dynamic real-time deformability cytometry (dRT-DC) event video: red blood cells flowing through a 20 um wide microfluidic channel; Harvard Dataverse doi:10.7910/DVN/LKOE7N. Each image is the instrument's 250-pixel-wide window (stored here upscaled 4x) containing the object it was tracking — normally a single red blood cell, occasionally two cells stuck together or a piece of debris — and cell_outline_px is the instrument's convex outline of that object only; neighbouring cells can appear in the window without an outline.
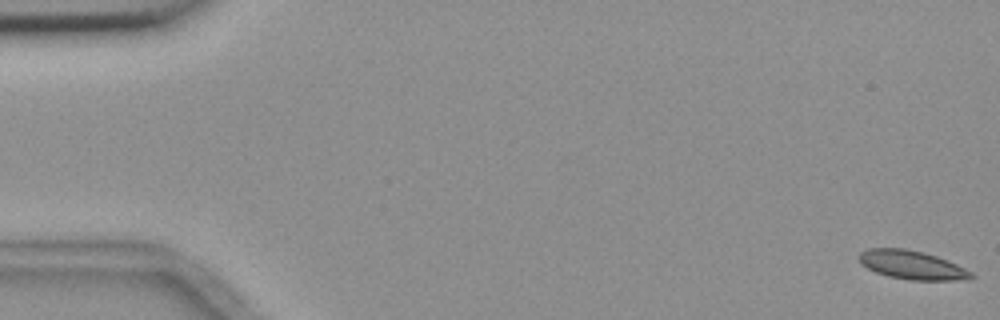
{"species": "common noctule bat (a hibernating species)", "species_latin": "Nyctalus noctula", "temperature_condition": "room temperature", "stored_images_in_passage": 6, "camera_frame_rate_fps": 3000, "um_per_image_px": 0.085, "animal": {"sex": "female", "body_mass_g": 18.4}, "frame": {"image": 1, "passage_image": 1, "time_ms": 0.0, "image_size_px": [1000, 320], "cell_outline_px": [[976, 276], [972, 280], [908, 280], [888, 276], [876, 272], [860, 264], [860, 252], [868, 248], [904, 248], [924, 252], [948, 260], [972, 272]], "centroid_in_image_um": [77.56, 22.53], "position_along_channel_um": 7.4, "area_um2": 18.9}}